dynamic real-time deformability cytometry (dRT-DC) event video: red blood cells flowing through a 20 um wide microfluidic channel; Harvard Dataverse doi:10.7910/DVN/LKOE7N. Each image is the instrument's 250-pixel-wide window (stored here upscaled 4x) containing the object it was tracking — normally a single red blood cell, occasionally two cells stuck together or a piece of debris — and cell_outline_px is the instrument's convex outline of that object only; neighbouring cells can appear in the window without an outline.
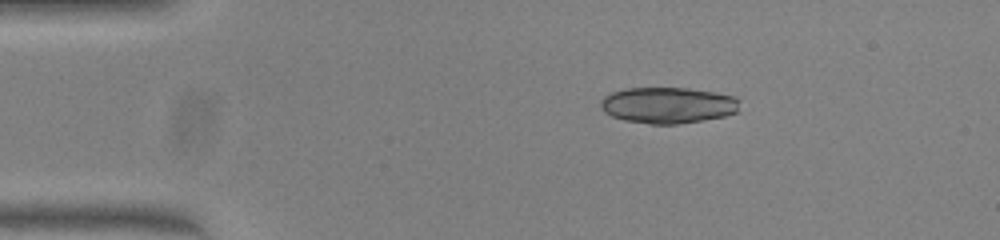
{"species": "common noctule bat (a hibernating species)", "species_latin": "Nyctalus noctula", "temperature_condition": "warm", "stored_images_in_passage": 42, "camera_frame_rate_fps": 3000, "um_per_image_px": 0.085, "animal": {"sex": "female", "body_mass_g": 23.0, "forearm_length_mm": 53.4}, "frame": {"image": 1, "passage_image": 1, "time_ms": 0.0, "image_size_px": [1000, 240], "cell_outline_px": [[740, 100], [736, 112], [724, 116], [680, 124], [648, 124], [624, 120], [612, 116], [604, 112], [600, 108], [600, 100], [604, 96], [612, 92], [624, 88], [688, 88], [736, 96]], "centroid_in_image_um": [56.74, 8.94], "position_along_channel_um": 28.3, "area_um2": 29.42}}